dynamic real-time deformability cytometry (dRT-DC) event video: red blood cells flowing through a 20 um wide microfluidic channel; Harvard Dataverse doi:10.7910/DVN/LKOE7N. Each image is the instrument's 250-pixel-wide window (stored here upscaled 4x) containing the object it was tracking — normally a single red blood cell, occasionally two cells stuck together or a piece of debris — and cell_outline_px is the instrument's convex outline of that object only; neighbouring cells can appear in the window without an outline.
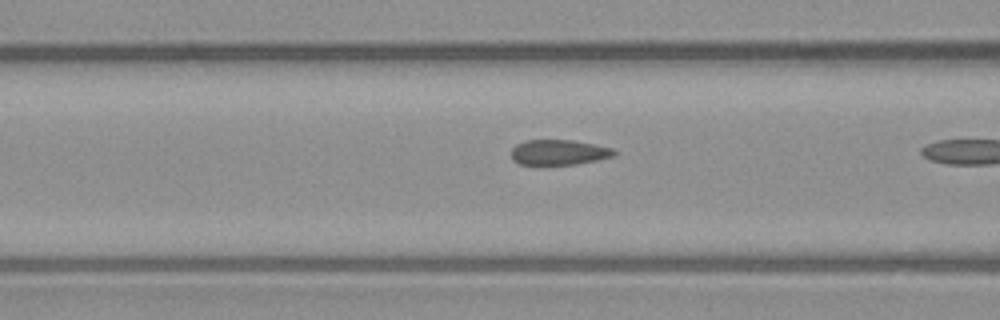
{"species": "common noctule bat (a hibernating species)", "species_latin": "Nyctalus noctula", "temperature_condition": "warm", "stored_images_in_passage": 6, "camera_frame_rate_fps": 3000, "um_per_image_px": 0.085, "animal": {"sex": "male", "body_mass_g": 23.1, "forearm_length_mm": 52.7}, "frame": {"image": 1, "passage_image": 5, "time_ms": 1.333, "image_size_px": [1000, 320], "cell_outline_px": [[616, 152], [612, 156], [596, 160], [576, 164], [520, 164], [512, 160], [512, 148], [516, 144], [524, 140], [572, 140], [596, 144], [612, 148]], "centroid_in_image_um": [47.48, 12.93], "position_along_channel_um": 119.1, "area_um2": 15.03}}